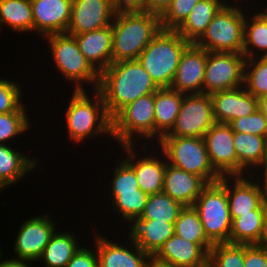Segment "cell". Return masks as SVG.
I'll return each mask as SVG.
<instances>
[{
    "label": "cell",
    "mask_w": 267,
    "mask_h": 267,
    "mask_svg": "<svg viewBox=\"0 0 267 267\" xmlns=\"http://www.w3.org/2000/svg\"><path fill=\"white\" fill-rule=\"evenodd\" d=\"M159 87L138 60L112 62L99 76L97 91L112 119L123 107Z\"/></svg>",
    "instance_id": "obj_1"
},
{
    "label": "cell",
    "mask_w": 267,
    "mask_h": 267,
    "mask_svg": "<svg viewBox=\"0 0 267 267\" xmlns=\"http://www.w3.org/2000/svg\"><path fill=\"white\" fill-rule=\"evenodd\" d=\"M72 92L64 116L66 138L78 145L95 137L112 138V119L108 116L102 95L97 90ZM92 94V95H91Z\"/></svg>",
    "instance_id": "obj_2"
},
{
    "label": "cell",
    "mask_w": 267,
    "mask_h": 267,
    "mask_svg": "<svg viewBox=\"0 0 267 267\" xmlns=\"http://www.w3.org/2000/svg\"><path fill=\"white\" fill-rule=\"evenodd\" d=\"M111 28L113 62L137 60L162 29L160 16L142 10L117 11Z\"/></svg>",
    "instance_id": "obj_3"
},
{
    "label": "cell",
    "mask_w": 267,
    "mask_h": 267,
    "mask_svg": "<svg viewBox=\"0 0 267 267\" xmlns=\"http://www.w3.org/2000/svg\"><path fill=\"white\" fill-rule=\"evenodd\" d=\"M50 48L51 59L63 82H68L74 91L97 90L100 74L86 60L85 56L79 50L75 37L68 33L50 34L44 37ZM64 77V78H63ZM71 83V84H69ZM85 83V84H84ZM85 85H89L88 87ZM87 89H86V88Z\"/></svg>",
    "instance_id": "obj_4"
},
{
    "label": "cell",
    "mask_w": 267,
    "mask_h": 267,
    "mask_svg": "<svg viewBox=\"0 0 267 267\" xmlns=\"http://www.w3.org/2000/svg\"><path fill=\"white\" fill-rule=\"evenodd\" d=\"M189 44L176 30L161 29L137 60L159 88H170L180 57Z\"/></svg>",
    "instance_id": "obj_5"
},
{
    "label": "cell",
    "mask_w": 267,
    "mask_h": 267,
    "mask_svg": "<svg viewBox=\"0 0 267 267\" xmlns=\"http://www.w3.org/2000/svg\"><path fill=\"white\" fill-rule=\"evenodd\" d=\"M246 2H227L195 43L209 52L242 53ZM241 4V5H240ZM243 6V7H242Z\"/></svg>",
    "instance_id": "obj_6"
},
{
    "label": "cell",
    "mask_w": 267,
    "mask_h": 267,
    "mask_svg": "<svg viewBox=\"0 0 267 267\" xmlns=\"http://www.w3.org/2000/svg\"><path fill=\"white\" fill-rule=\"evenodd\" d=\"M112 138V141L117 142L119 146L137 145L141 141L139 145L154 144V94L139 97L123 107L112 118Z\"/></svg>",
    "instance_id": "obj_7"
},
{
    "label": "cell",
    "mask_w": 267,
    "mask_h": 267,
    "mask_svg": "<svg viewBox=\"0 0 267 267\" xmlns=\"http://www.w3.org/2000/svg\"><path fill=\"white\" fill-rule=\"evenodd\" d=\"M167 163L202 177L208 184L218 182L221 176L212 167L204 138L163 136L156 144Z\"/></svg>",
    "instance_id": "obj_8"
},
{
    "label": "cell",
    "mask_w": 267,
    "mask_h": 267,
    "mask_svg": "<svg viewBox=\"0 0 267 267\" xmlns=\"http://www.w3.org/2000/svg\"><path fill=\"white\" fill-rule=\"evenodd\" d=\"M207 238L213 243H229L232 218L225 188L219 183L208 184L194 202Z\"/></svg>",
    "instance_id": "obj_9"
},
{
    "label": "cell",
    "mask_w": 267,
    "mask_h": 267,
    "mask_svg": "<svg viewBox=\"0 0 267 267\" xmlns=\"http://www.w3.org/2000/svg\"><path fill=\"white\" fill-rule=\"evenodd\" d=\"M137 146L136 144L118 146L119 149L121 148L120 150L122 151V154L127 156H124L122 159L134 169L139 188L143 192L148 195L161 193L163 191L164 175L167 164V159L164 153L161 150L159 151V148L154 144H151V146L142 144V147L137 144ZM149 146L150 148H148ZM138 151H140V154L143 151V155H140ZM146 152L150 153L148 154Z\"/></svg>",
    "instance_id": "obj_10"
},
{
    "label": "cell",
    "mask_w": 267,
    "mask_h": 267,
    "mask_svg": "<svg viewBox=\"0 0 267 267\" xmlns=\"http://www.w3.org/2000/svg\"><path fill=\"white\" fill-rule=\"evenodd\" d=\"M245 59L242 53L207 51L203 94L212 95L244 85Z\"/></svg>",
    "instance_id": "obj_11"
},
{
    "label": "cell",
    "mask_w": 267,
    "mask_h": 267,
    "mask_svg": "<svg viewBox=\"0 0 267 267\" xmlns=\"http://www.w3.org/2000/svg\"><path fill=\"white\" fill-rule=\"evenodd\" d=\"M50 213L24 219L16 232L13 250L14 257L10 260L36 263L43 254L52 234L57 229V222Z\"/></svg>",
    "instance_id": "obj_12"
},
{
    "label": "cell",
    "mask_w": 267,
    "mask_h": 267,
    "mask_svg": "<svg viewBox=\"0 0 267 267\" xmlns=\"http://www.w3.org/2000/svg\"><path fill=\"white\" fill-rule=\"evenodd\" d=\"M215 123L208 94H184L181 109L171 131L164 136L203 138Z\"/></svg>",
    "instance_id": "obj_13"
},
{
    "label": "cell",
    "mask_w": 267,
    "mask_h": 267,
    "mask_svg": "<svg viewBox=\"0 0 267 267\" xmlns=\"http://www.w3.org/2000/svg\"><path fill=\"white\" fill-rule=\"evenodd\" d=\"M226 190L232 221L239 214H252L267 200V189L253 176H223L218 181Z\"/></svg>",
    "instance_id": "obj_14"
},
{
    "label": "cell",
    "mask_w": 267,
    "mask_h": 267,
    "mask_svg": "<svg viewBox=\"0 0 267 267\" xmlns=\"http://www.w3.org/2000/svg\"><path fill=\"white\" fill-rule=\"evenodd\" d=\"M204 141L210 163L221 176H239V162L234 149L230 124L215 122L205 133Z\"/></svg>",
    "instance_id": "obj_15"
},
{
    "label": "cell",
    "mask_w": 267,
    "mask_h": 267,
    "mask_svg": "<svg viewBox=\"0 0 267 267\" xmlns=\"http://www.w3.org/2000/svg\"><path fill=\"white\" fill-rule=\"evenodd\" d=\"M92 237L98 254V267H147L152 258L136 245L129 235L126 239L129 243L125 241L127 245L113 241V238L110 240L101 232H95Z\"/></svg>",
    "instance_id": "obj_16"
},
{
    "label": "cell",
    "mask_w": 267,
    "mask_h": 267,
    "mask_svg": "<svg viewBox=\"0 0 267 267\" xmlns=\"http://www.w3.org/2000/svg\"><path fill=\"white\" fill-rule=\"evenodd\" d=\"M116 12L113 0H73L66 33L77 35L109 26Z\"/></svg>",
    "instance_id": "obj_17"
},
{
    "label": "cell",
    "mask_w": 267,
    "mask_h": 267,
    "mask_svg": "<svg viewBox=\"0 0 267 267\" xmlns=\"http://www.w3.org/2000/svg\"><path fill=\"white\" fill-rule=\"evenodd\" d=\"M207 51L190 43L182 53L171 89L183 94H202Z\"/></svg>",
    "instance_id": "obj_18"
},
{
    "label": "cell",
    "mask_w": 267,
    "mask_h": 267,
    "mask_svg": "<svg viewBox=\"0 0 267 267\" xmlns=\"http://www.w3.org/2000/svg\"><path fill=\"white\" fill-rule=\"evenodd\" d=\"M213 243H194L173 234L152 257L175 267H199L208 262Z\"/></svg>",
    "instance_id": "obj_19"
},
{
    "label": "cell",
    "mask_w": 267,
    "mask_h": 267,
    "mask_svg": "<svg viewBox=\"0 0 267 267\" xmlns=\"http://www.w3.org/2000/svg\"><path fill=\"white\" fill-rule=\"evenodd\" d=\"M73 0H31L34 33L44 38L50 34L66 33Z\"/></svg>",
    "instance_id": "obj_20"
},
{
    "label": "cell",
    "mask_w": 267,
    "mask_h": 267,
    "mask_svg": "<svg viewBox=\"0 0 267 267\" xmlns=\"http://www.w3.org/2000/svg\"><path fill=\"white\" fill-rule=\"evenodd\" d=\"M215 122L230 123L234 119L253 114L257 109V98L244 85L210 95Z\"/></svg>",
    "instance_id": "obj_21"
},
{
    "label": "cell",
    "mask_w": 267,
    "mask_h": 267,
    "mask_svg": "<svg viewBox=\"0 0 267 267\" xmlns=\"http://www.w3.org/2000/svg\"><path fill=\"white\" fill-rule=\"evenodd\" d=\"M73 36L79 50L99 74L113 62L111 25Z\"/></svg>",
    "instance_id": "obj_22"
},
{
    "label": "cell",
    "mask_w": 267,
    "mask_h": 267,
    "mask_svg": "<svg viewBox=\"0 0 267 267\" xmlns=\"http://www.w3.org/2000/svg\"><path fill=\"white\" fill-rule=\"evenodd\" d=\"M208 183L200 176L166 164L163 191L183 206H193Z\"/></svg>",
    "instance_id": "obj_23"
},
{
    "label": "cell",
    "mask_w": 267,
    "mask_h": 267,
    "mask_svg": "<svg viewBox=\"0 0 267 267\" xmlns=\"http://www.w3.org/2000/svg\"><path fill=\"white\" fill-rule=\"evenodd\" d=\"M14 147L15 145L12 147L10 144H0V193L34 172L41 161L39 157L33 158L22 152V149Z\"/></svg>",
    "instance_id": "obj_24"
},
{
    "label": "cell",
    "mask_w": 267,
    "mask_h": 267,
    "mask_svg": "<svg viewBox=\"0 0 267 267\" xmlns=\"http://www.w3.org/2000/svg\"><path fill=\"white\" fill-rule=\"evenodd\" d=\"M128 235L145 253L153 257L174 234V224L156 220H135Z\"/></svg>",
    "instance_id": "obj_25"
},
{
    "label": "cell",
    "mask_w": 267,
    "mask_h": 267,
    "mask_svg": "<svg viewBox=\"0 0 267 267\" xmlns=\"http://www.w3.org/2000/svg\"><path fill=\"white\" fill-rule=\"evenodd\" d=\"M263 5L264 7L262 8L260 4L255 6L254 3L255 9L253 12H249L250 6L245 10L242 54L246 59L267 56V6ZM256 7L261 8L259 10Z\"/></svg>",
    "instance_id": "obj_26"
},
{
    "label": "cell",
    "mask_w": 267,
    "mask_h": 267,
    "mask_svg": "<svg viewBox=\"0 0 267 267\" xmlns=\"http://www.w3.org/2000/svg\"><path fill=\"white\" fill-rule=\"evenodd\" d=\"M233 143L239 162V176L253 175L267 155V138L233 132Z\"/></svg>",
    "instance_id": "obj_27"
},
{
    "label": "cell",
    "mask_w": 267,
    "mask_h": 267,
    "mask_svg": "<svg viewBox=\"0 0 267 267\" xmlns=\"http://www.w3.org/2000/svg\"><path fill=\"white\" fill-rule=\"evenodd\" d=\"M184 94L171 88H159L154 93L155 141L157 143L173 128L181 109Z\"/></svg>",
    "instance_id": "obj_28"
},
{
    "label": "cell",
    "mask_w": 267,
    "mask_h": 267,
    "mask_svg": "<svg viewBox=\"0 0 267 267\" xmlns=\"http://www.w3.org/2000/svg\"><path fill=\"white\" fill-rule=\"evenodd\" d=\"M227 2V0H199L176 31L189 43H196L213 17Z\"/></svg>",
    "instance_id": "obj_29"
},
{
    "label": "cell",
    "mask_w": 267,
    "mask_h": 267,
    "mask_svg": "<svg viewBox=\"0 0 267 267\" xmlns=\"http://www.w3.org/2000/svg\"><path fill=\"white\" fill-rule=\"evenodd\" d=\"M60 230L56 229L52 234L37 264L38 262H43L44 267H66L70 259L82 246L79 243L84 241L79 242L75 232H71L69 229Z\"/></svg>",
    "instance_id": "obj_30"
},
{
    "label": "cell",
    "mask_w": 267,
    "mask_h": 267,
    "mask_svg": "<svg viewBox=\"0 0 267 267\" xmlns=\"http://www.w3.org/2000/svg\"><path fill=\"white\" fill-rule=\"evenodd\" d=\"M6 26L17 35L34 32L31 0H0V32Z\"/></svg>",
    "instance_id": "obj_31"
},
{
    "label": "cell",
    "mask_w": 267,
    "mask_h": 267,
    "mask_svg": "<svg viewBox=\"0 0 267 267\" xmlns=\"http://www.w3.org/2000/svg\"><path fill=\"white\" fill-rule=\"evenodd\" d=\"M107 195L109 196L108 202L112 204L109 206V209L112 206L113 209L111 210L115 212L112 215H116V218L124 221L123 224H127L124 229H127L136 219L140 218L149 196L141 189L128 192H108Z\"/></svg>",
    "instance_id": "obj_32"
},
{
    "label": "cell",
    "mask_w": 267,
    "mask_h": 267,
    "mask_svg": "<svg viewBox=\"0 0 267 267\" xmlns=\"http://www.w3.org/2000/svg\"><path fill=\"white\" fill-rule=\"evenodd\" d=\"M263 222V204L253 210L252 214H239L232 221L229 243L231 244H258Z\"/></svg>",
    "instance_id": "obj_33"
},
{
    "label": "cell",
    "mask_w": 267,
    "mask_h": 267,
    "mask_svg": "<svg viewBox=\"0 0 267 267\" xmlns=\"http://www.w3.org/2000/svg\"><path fill=\"white\" fill-rule=\"evenodd\" d=\"M183 207L180 202L164 192L151 194L142 215L136 220H156L174 224Z\"/></svg>",
    "instance_id": "obj_34"
},
{
    "label": "cell",
    "mask_w": 267,
    "mask_h": 267,
    "mask_svg": "<svg viewBox=\"0 0 267 267\" xmlns=\"http://www.w3.org/2000/svg\"><path fill=\"white\" fill-rule=\"evenodd\" d=\"M174 234L194 243H212L206 236L202 221L193 206H184L174 223Z\"/></svg>",
    "instance_id": "obj_35"
},
{
    "label": "cell",
    "mask_w": 267,
    "mask_h": 267,
    "mask_svg": "<svg viewBox=\"0 0 267 267\" xmlns=\"http://www.w3.org/2000/svg\"><path fill=\"white\" fill-rule=\"evenodd\" d=\"M244 87L255 98L267 94V58L245 59Z\"/></svg>",
    "instance_id": "obj_36"
},
{
    "label": "cell",
    "mask_w": 267,
    "mask_h": 267,
    "mask_svg": "<svg viewBox=\"0 0 267 267\" xmlns=\"http://www.w3.org/2000/svg\"><path fill=\"white\" fill-rule=\"evenodd\" d=\"M27 112H11L0 114V144L8 145L16 137H22L27 132L30 133L31 127L34 126ZM30 128V129H29Z\"/></svg>",
    "instance_id": "obj_37"
},
{
    "label": "cell",
    "mask_w": 267,
    "mask_h": 267,
    "mask_svg": "<svg viewBox=\"0 0 267 267\" xmlns=\"http://www.w3.org/2000/svg\"><path fill=\"white\" fill-rule=\"evenodd\" d=\"M208 261L213 267H244V244H214Z\"/></svg>",
    "instance_id": "obj_38"
},
{
    "label": "cell",
    "mask_w": 267,
    "mask_h": 267,
    "mask_svg": "<svg viewBox=\"0 0 267 267\" xmlns=\"http://www.w3.org/2000/svg\"><path fill=\"white\" fill-rule=\"evenodd\" d=\"M21 86L22 84L11 78L0 77V114L28 111Z\"/></svg>",
    "instance_id": "obj_39"
},
{
    "label": "cell",
    "mask_w": 267,
    "mask_h": 267,
    "mask_svg": "<svg viewBox=\"0 0 267 267\" xmlns=\"http://www.w3.org/2000/svg\"><path fill=\"white\" fill-rule=\"evenodd\" d=\"M119 161V163H118ZM116 161V166L111 170L113 177L108 188L110 192H128L140 189L134 169L122 158Z\"/></svg>",
    "instance_id": "obj_40"
},
{
    "label": "cell",
    "mask_w": 267,
    "mask_h": 267,
    "mask_svg": "<svg viewBox=\"0 0 267 267\" xmlns=\"http://www.w3.org/2000/svg\"><path fill=\"white\" fill-rule=\"evenodd\" d=\"M198 2L199 0H173L171 6L160 17L161 28L176 30Z\"/></svg>",
    "instance_id": "obj_41"
},
{
    "label": "cell",
    "mask_w": 267,
    "mask_h": 267,
    "mask_svg": "<svg viewBox=\"0 0 267 267\" xmlns=\"http://www.w3.org/2000/svg\"><path fill=\"white\" fill-rule=\"evenodd\" d=\"M233 132L259 135L267 138V118L258 109L251 115L231 121Z\"/></svg>",
    "instance_id": "obj_42"
},
{
    "label": "cell",
    "mask_w": 267,
    "mask_h": 267,
    "mask_svg": "<svg viewBox=\"0 0 267 267\" xmlns=\"http://www.w3.org/2000/svg\"><path fill=\"white\" fill-rule=\"evenodd\" d=\"M84 244L70 259L66 267H98V254L95 245L84 246Z\"/></svg>",
    "instance_id": "obj_43"
},
{
    "label": "cell",
    "mask_w": 267,
    "mask_h": 267,
    "mask_svg": "<svg viewBox=\"0 0 267 267\" xmlns=\"http://www.w3.org/2000/svg\"><path fill=\"white\" fill-rule=\"evenodd\" d=\"M244 267H267V248L244 244Z\"/></svg>",
    "instance_id": "obj_44"
},
{
    "label": "cell",
    "mask_w": 267,
    "mask_h": 267,
    "mask_svg": "<svg viewBox=\"0 0 267 267\" xmlns=\"http://www.w3.org/2000/svg\"><path fill=\"white\" fill-rule=\"evenodd\" d=\"M173 0H144V11L162 16Z\"/></svg>",
    "instance_id": "obj_45"
},
{
    "label": "cell",
    "mask_w": 267,
    "mask_h": 267,
    "mask_svg": "<svg viewBox=\"0 0 267 267\" xmlns=\"http://www.w3.org/2000/svg\"><path fill=\"white\" fill-rule=\"evenodd\" d=\"M117 11L120 10H142L144 11V0H113Z\"/></svg>",
    "instance_id": "obj_46"
},
{
    "label": "cell",
    "mask_w": 267,
    "mask_h": 267,
    "mask_svg": "<svg viewBox=\"0 0 267 267\" xmlns=\"http://www.w3.org/2000/svg\"><path fill=\"white\" fill-rule=\"evenodd\" d=\"M259 246L267 248V200L263 203V222Z\"/></svg>",
    "instance_id": "obj_47"
},
{
    "label": "cell",
    "mask_w": 267,
    "mask_h": 267,
    "mask_svg": "<svg viewBox=\"0 0 267 267\" xmlns=\"http://www.w3.org/2000/svg\"><path fill=\"white\" fill-rule=\"evenodd\" d=\"M253 176L267 189V155L265 156L262 165L257 169Z\"/></svg>",
    "instance_id": "obj_48"
},
{
    "label": "cell",
    "mask_w": 267,
    "mask_h": 267,
    "mask_svg": "<svg viewBox=\"0 0 267 267\" xmlns=\"http://www.w3.org/2000/svg\"><path fill=\"white\" fill-rule=\"evenodd\" d=\"M31 263L27 262H20V261H13L10 259H1L0 260V267H32Z\"/></svg>",
    "instance_id": "obj_49"
},
{
    "label": "cell",
    "mask_w": 267,
    "mask_h": 267,
    "mask_svg": "<svg viewBox=\"0 0 267 267\" xmlns=\"http://www.w3.org/2000/svg\"><path fill=\"white\" fill-rule=\"evenodd\" d=\"M257 107L258 110L267 118V94L257 98Z\"/></svg>",
    "instance_id": "obj_50"
},
{
    "label": "cell",
    "mask_w": 267,
    "mask_h": 267,
    "mask_svg": "<svg viewBox=\"0 0 267 267\" xmlns=\"http://www.w3.org/2000/svg\"><path fill=\"white\" fill-rule=\"evenodd\" d=\"M147 267H175V266L163 264L156 261L154 258H151L148 262Z\"/></svg>",
    "instance_id": "obj_51"
},
{
    "label": "cell",
    "mask_w": 267,
    "mask_h": 267,
    "mask_svg": "<svg viewBox=\"0 0 267 267\" xmlns=\"http://www.w3.org/2000/svg\"><path fill=\"white\" fill-rule=\"evenodd\" d=\"M199 267H213V266H212L211 263L208 261V262H206L205 264H203L202 266H199Z\"/></svg>",
    "instance_id": "obj_52"
},
{
    "label": "cell",
    "mask_w": 267,
    "mask_h": 267,
    "mask_svg": "<svg viewBox=\"0 0 267 267\" xmlns=\"http://www.w3.org/2000/svg\"><path fill=\"white\" fill-rule=\"evenodd\" d=\"M228 2L229 1H232V2H234V1H243V2H245V0H227ZM250 4L252 5V3H251V0H250Z\"/></svg>",
    "instance_id": "obj_53"
},
{
    "label": "cell",
    "mask_w": 267,
    "mask_h": 267,
    "mask_svg": "<svg viewBox=\"0 0 267 267\" xmlns=\"http://www.w3.org/2000/svg\"><path fill=\"white\" fill-rule=\"evenodd\" d=\"M0 248H1V247H0ZM2 251H3V250L0 249V260L3 258V256H2V255H3V254H2Z\"/></svg>",
    "instance_id": "obj_54"
}]
</instances>
